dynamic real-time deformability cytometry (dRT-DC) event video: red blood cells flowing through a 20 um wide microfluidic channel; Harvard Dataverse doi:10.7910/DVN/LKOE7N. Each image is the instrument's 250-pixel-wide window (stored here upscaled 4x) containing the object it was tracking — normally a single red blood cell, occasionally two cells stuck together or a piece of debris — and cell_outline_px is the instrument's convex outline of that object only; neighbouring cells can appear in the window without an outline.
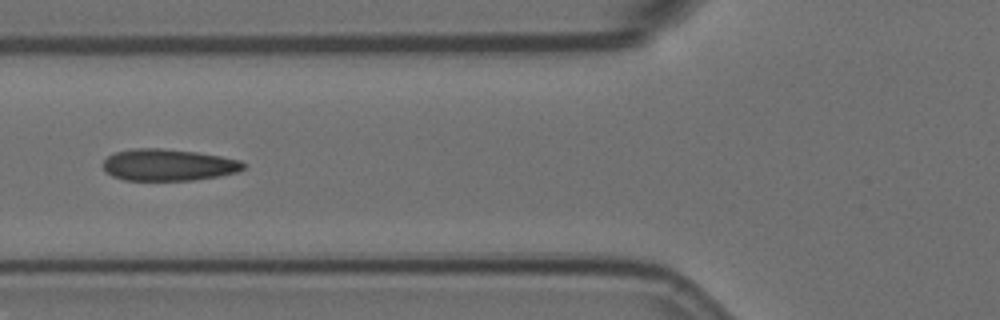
{"species": "Egyptian fruit bat (a non-hibernating species)", "species_latin": "Rousettus aegyptiacus", "temperature_condition": "room temperature", "stored_images_in_passage": 11, "camera_frame_rate_fps": 3000, "um_per_image_px": 0.085, "animal": {"sex": "female"}, "frame": {"image": 1, "passage_image": 7, "time_ms": 2.0, "image_size_px": [1000, 320], "cell_outline_px": [[244, 168], [236, 172], [220, 176], [192, 180], [124, 180], [112, 176], [104, 168], [104, 160], [108, 156], [116, 152], [132, 148], [160, 148], [196, 152], [220, 156], [240, 160], [244, 164]], "centroid_in_image_um": [14.3, 14.01], "position_along_channel_um": 111.5, "area_um2": 25.78}}
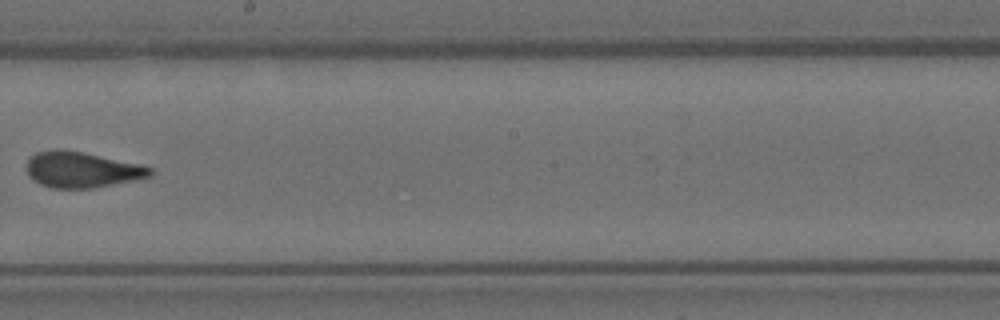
{"frame": {"image": 2, "passage_image": 10, "time_ms": 3.0, "image_size_px": [1000, 320], "cell_outline_px": [[152, 176], [136, 180], [92, 188], [52, 188], [40, 184], [32, 180], [28, 176], [28, 160], [36, 152], [60, 148], [140, 164], [152, 168]], "centroid_in_image_um": [6.95, 14.43], "position_along_channel_um": 241.3, "area_um2": 25.61}}
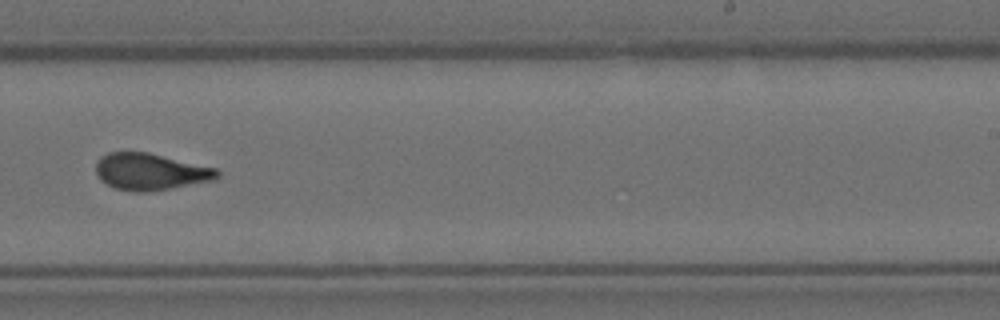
{"frame": {"image": 3, "passage_image": 11, "time_ms": 3.333, "image_size_px": [1000, 320], "cell_outline_px": [[220, 176], [216, 180], [152, 192], [132, 192], [116, 188], [100, 180], [96, 172], [96, 164], [100, 156], [108, 152], [148, 152], [216, 168], [220, 172]], "centroid_in_image_um": [12.81, 14.6], "position_along_channel_um": 276.2, "area_um2": 26.24}}